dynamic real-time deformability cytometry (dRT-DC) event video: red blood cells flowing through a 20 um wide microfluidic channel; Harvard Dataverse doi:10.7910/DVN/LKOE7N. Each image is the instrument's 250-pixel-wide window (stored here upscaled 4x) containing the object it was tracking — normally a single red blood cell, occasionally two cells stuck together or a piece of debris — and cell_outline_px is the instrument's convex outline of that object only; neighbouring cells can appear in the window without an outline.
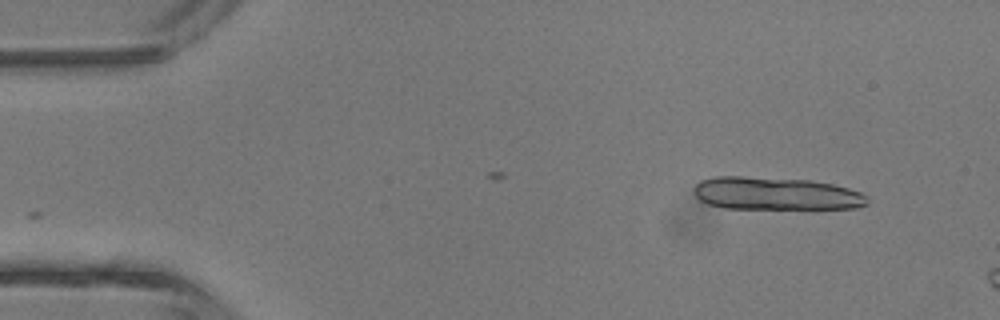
{"species": "common noctule bat (a hibernating species)", "species_latin": "Nyctalus noctula", "temperature_condition": "room temperature", "stored_images_in_passage": 3, "camera_frame_rate_fps": 3000, "um_per_image_px": 0.085, "animal": {"sex": "male", "body_mass_g": 13.3}, "frame": {"image": 1, "passage_image": 3, "time_ms": 2.333, "image_size_px": [1000, 320], "cell_outline_px": [[868, 204], [856, 208], [724, 208], [708, 204], [700, 200], [692, 192], [696, 184], [700, 180], [712, 176], [740, 176], [812, 180], [832, 184], [848, 188], [860, 192], [868, 196]], "centroid_in_image_um": [65.92, 16.44], "position_along_channel_um": 19.1, "area_um2": 33.23}}